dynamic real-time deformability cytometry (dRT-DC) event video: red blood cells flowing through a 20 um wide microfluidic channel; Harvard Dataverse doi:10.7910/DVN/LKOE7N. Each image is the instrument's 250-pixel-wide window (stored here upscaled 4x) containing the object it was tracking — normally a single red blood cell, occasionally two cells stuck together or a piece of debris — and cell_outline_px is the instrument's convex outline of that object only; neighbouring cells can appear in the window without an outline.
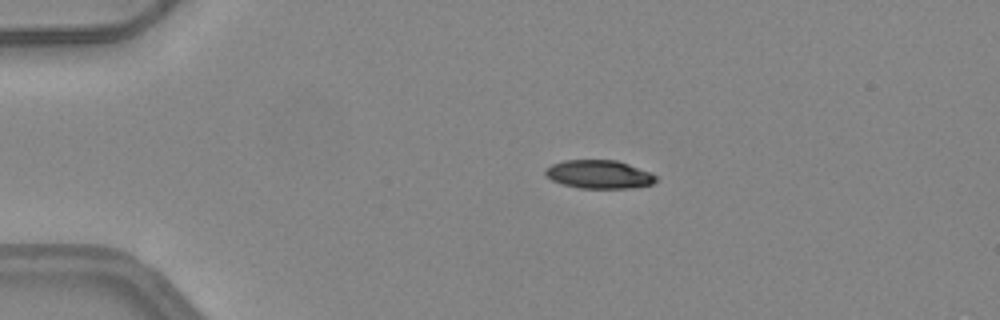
{"species": "common noctule bat (a hibernating species)", "species_latin": "Nyctalus noctula", "temperature_condition": "warm", "stored_images_in_passage": 43, "camera_frame_rate_fps": 3000, "um_per_image_px": 0.085, "animal": {"sex": "female", "body_mass_g": 24.6, "forearm_length_mm": 56.2}, "frame": {"image": 1, "passage_image": 4, "time_ms": 1.0, "image_size_px": [1000, 320], "cell_outline_px": [[656, 180], [652, 184], [632, 188], [580, 188], [564, 184], [552, 180], [544, 172], [552, 164], [564, 160], [616, 160], [628, 164], [648, 172], [656, 176]], "centroid_in_image_um": [50.92, 14.82], "position_along_channel_um": 34.1, "area_um2": 17.98}}
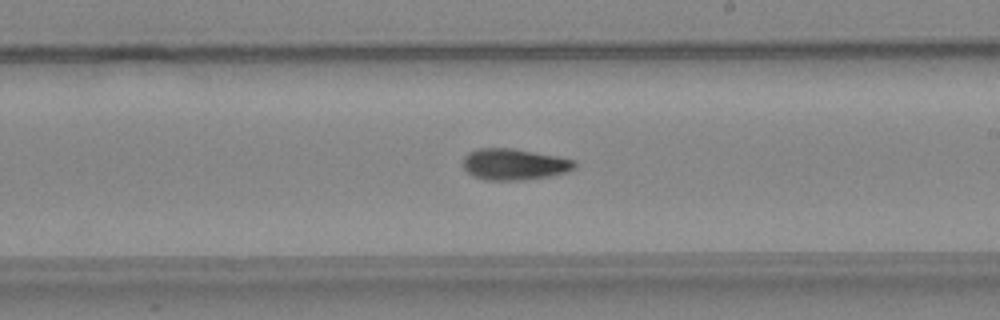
{"frame": {"image": 2, "passage_image": 23, "time_ms": 7.333, "image_size_px": [1000, 320], "cell_outline_px": [[576, 168], [568, 172], [548, 176], [524, 180], [484, 180], [472, 176], [464, 168], [464, 156], [468, 152], [476, 148], [512, 148], [556, 156], [576, 160]], "centroid_in_image_um": [43.71, 13.97], "position_along_channel_um": 245.3, "area_um2": 20.46}}
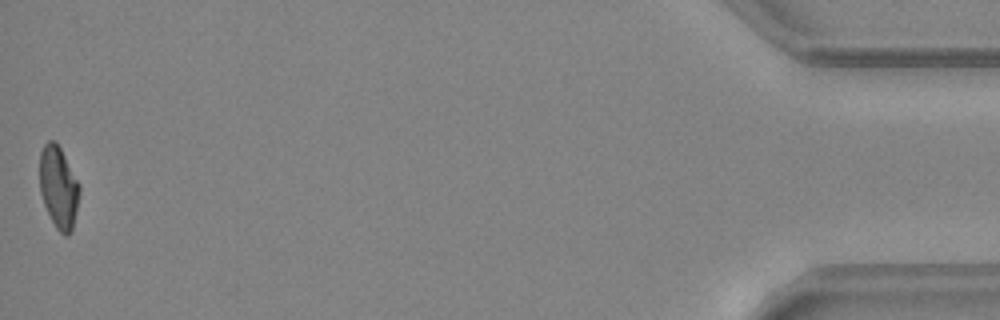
{"frame": {"image": 3, "passage_image": 43, "time_ms": 14.0, "image_size_px": [1000, 320], "cell_outline_px": [[80, 192], [72, 232], [68, 236], [64, 236], [56, 228], [44, 204], [40, 192], [40, 152], [44, 144], [48, 140], [56, 140], [80, 184]], "centroid_in_image_um": [4.99, 15.91], "position_along_channel_um": 430.2, "area_um2": 19.13}, "authors_computed_cell_mechanics": {"area_um2": 19.8832, "velocity_mm_per_s": 4.1931, "shape_relaxation_time_tau1_ms": 5.2934, "shape_relaxation_time_tau2_ms": 4.8405, "deformation_change_tau1": 0.1963, "deformation_change_tau2": 0.1167}}